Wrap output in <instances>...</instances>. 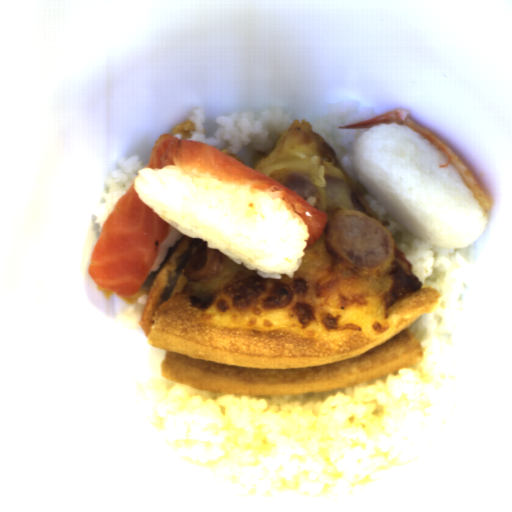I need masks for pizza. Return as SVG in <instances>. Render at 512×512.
I'll use <instances>...</instances> for the list:
<instances>
[{
    "mask_svg": "<svg viewBox=\"0 0 512 512\" xmlns=\"http://www.w3.org/2000/svg\"><path fill=\"white\" fill-rule=\"evenodd\" d=\"M249 167L279 184L300 176L318 187L327 214L293 278L261 277L222 252L212 278L189 282L190 256L207 241L187 235L169 247L139 323L163 351L161 376L186 387L238 395L335 390L412 366L426 355L410 330L441 295L394 248L388 267L354 272L327 249L337 210L379 216L312 123L294 119ZM382 223V222H381Z\"/></svg>",
    "mask_w": 512,
    "mask_h": 512,
    "instance_id": "pizza-1",
    "label": "pizza"
}]
</instances>
